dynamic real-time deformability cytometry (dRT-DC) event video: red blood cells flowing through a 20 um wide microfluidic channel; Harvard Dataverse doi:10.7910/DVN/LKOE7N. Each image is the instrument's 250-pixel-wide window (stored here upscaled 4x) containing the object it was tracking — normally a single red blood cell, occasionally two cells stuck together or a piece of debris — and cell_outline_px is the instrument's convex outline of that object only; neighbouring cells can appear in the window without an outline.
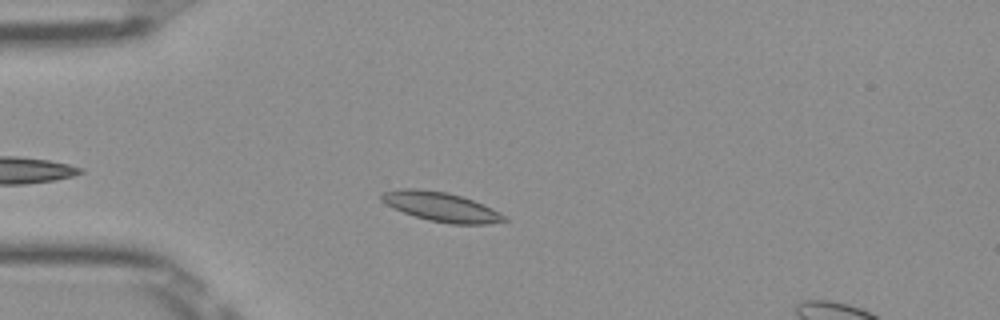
{"species": "Egyptian fruit bat (a non-hibernating species)", "species_latin": "Rousettus aegyptiacus", "temperature_condition": "room temperature", "stored_images_in_passage": 38, "camera_frame_rate_fps": 3000, "um_per_image_px": 0.085, "frame": {"image": 1, "passage_image": 5, "time_ms": 1.333, "image_size_px": [1000, 320], "cell_outline_px": [[508, 220], [488, 224], [452, 224], [428, 220], [392, 208], [380, 200], [380, 192], [404, 188], [416, 188], [448, 192], [472, 200], [492, 208], [508, 216]], "centroid_in_image_um": [37.48, 17.57], "position_along_channel_um": 47.5, "area_um2": 21.04}}
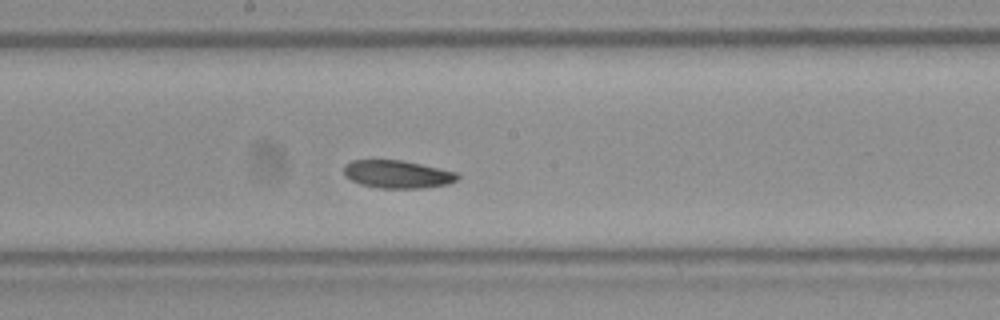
{"frame": {"image": 2, "passage_image": 19, "time_ms": 6.0, "image_size_px": [1000, 320], "cell_outline_px": [[460, 176], [456, 180], [448, 184], [420, 188], [376, 188], [360, 184], [344, 176], [344, 164], [352, 160], [400, 160], [420, 164], [456, 172]], "centroid_in_image_um": [33.74, 14.81], "position_along_channel_um": 214.5, "area_um2": 18.38}}
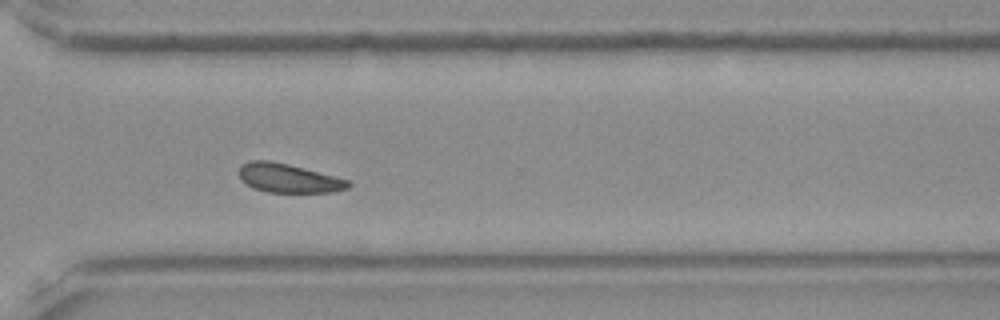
{"frame": {"image": 3, "passage_image": 29, "time_ms": 9.333, "image_size_px": [1000, 320], "cell_outline_px": [[352, 184], [348, 188], [332, 192], [268, 192], [252, 188], [244, 184], [240, 180], [240, 164], [248, 160], [268, 160], [288, 164], [336, 176], [348, 180]], "centroid_in_image_um": [24.49, 15.14], "position_along_channel_um": 346.1, "area_um2": 18.55}, "authors_computed_cell_mechanics": {"area_um2": 19.1607, "velocity_mm_per_s": 3.9427, "shape_relaxation_time_tau1_ms": 8.7787, "shape_relaxation_time_tau2_ms": null, "deformation_change_tau1": 0.1003, "deformation_change_tau2": null}}